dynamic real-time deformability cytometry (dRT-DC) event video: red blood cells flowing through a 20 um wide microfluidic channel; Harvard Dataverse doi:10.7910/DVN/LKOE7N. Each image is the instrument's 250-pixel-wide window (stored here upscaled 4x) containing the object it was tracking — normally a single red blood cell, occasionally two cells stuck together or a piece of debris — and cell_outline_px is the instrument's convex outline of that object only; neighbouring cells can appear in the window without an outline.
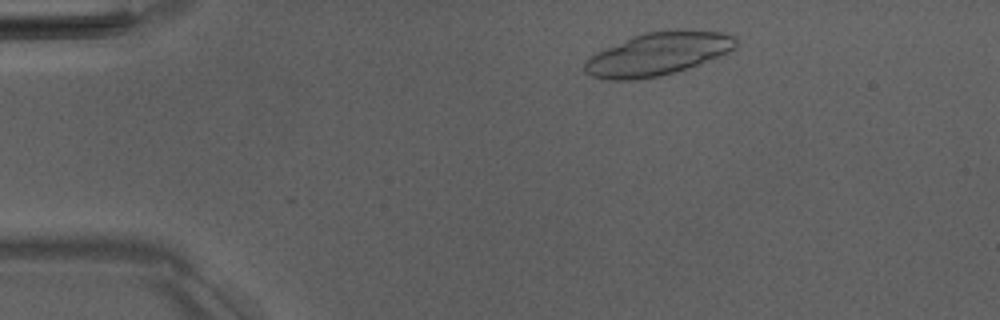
{"species": "Egyptian fruit bat (a non-hibernating species)", "species_latin": "Rousettus aegyptiacus", "temperature_condition": "room temperature", "stored_images_in_passage": 8, "camera_frame_rate_fps": 3000, "um_per_image_px": 0.085, "animal": {"sex": "male"}, "frame": {"image": 1, "passage_image": 5, "time_ms": 1.333, "image_size_px": [1000, 320], "cell_outline_px": [[736, 48], [728, 52], [708, 60], [676, 72], [660, 76], [636, 80], [608, 80], [592, 76], [584, 72], [584, 60], [596, 52], [632, 36], [644, 32], [724, 32], [736, 36]], "centroid_in_image_um": [55.85, 4.62], "position_along_channel_um": 29.1, "area_um2": 37.11}}